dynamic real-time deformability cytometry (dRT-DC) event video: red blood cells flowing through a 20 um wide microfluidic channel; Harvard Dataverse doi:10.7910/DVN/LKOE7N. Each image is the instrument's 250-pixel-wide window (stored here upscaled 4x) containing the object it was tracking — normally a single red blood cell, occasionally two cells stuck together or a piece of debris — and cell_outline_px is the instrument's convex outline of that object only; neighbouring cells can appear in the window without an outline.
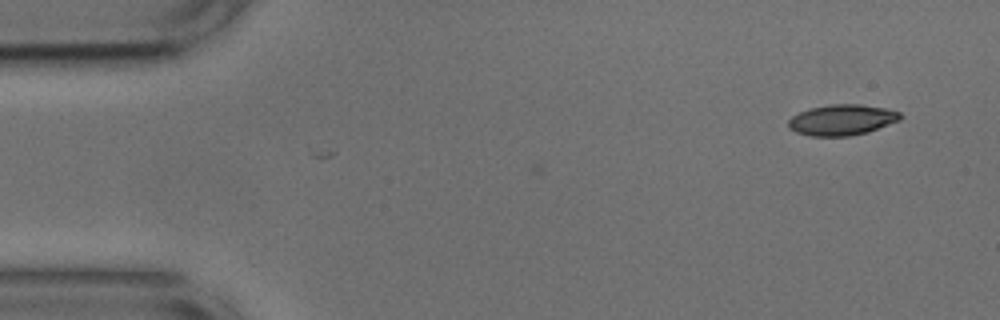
{"species": "common noctule bat (a hibernating species)", "species_latin": "Nyctalus noctula", "temperature_condition": "cold", "stored_images_in_passage": 4, "camera_frame_rate_fps": 3000, "um_per_image_px": 0.085, "animal": {"sex": "male", "body_mass_g": 17.9, "forearm_length_mm": 54.2}, "frame": {"image": 1, "passage_image": 4, "time_ms": 1.0, "image_size_px": [1000, 320], "cell_outline_px": [[904, 116], [900, 120], [868, 132], [848, 136], [812, 136], [796, 132], [788, 128], [788, 120], [792, 116], [808, 108], [832, 104], [860, 104], [884, 108], [900, 112]], "centroid_in_image_um": [71.56, 10.19], "position_along_channel_um": 13.4, "area_um2": 20.11}}